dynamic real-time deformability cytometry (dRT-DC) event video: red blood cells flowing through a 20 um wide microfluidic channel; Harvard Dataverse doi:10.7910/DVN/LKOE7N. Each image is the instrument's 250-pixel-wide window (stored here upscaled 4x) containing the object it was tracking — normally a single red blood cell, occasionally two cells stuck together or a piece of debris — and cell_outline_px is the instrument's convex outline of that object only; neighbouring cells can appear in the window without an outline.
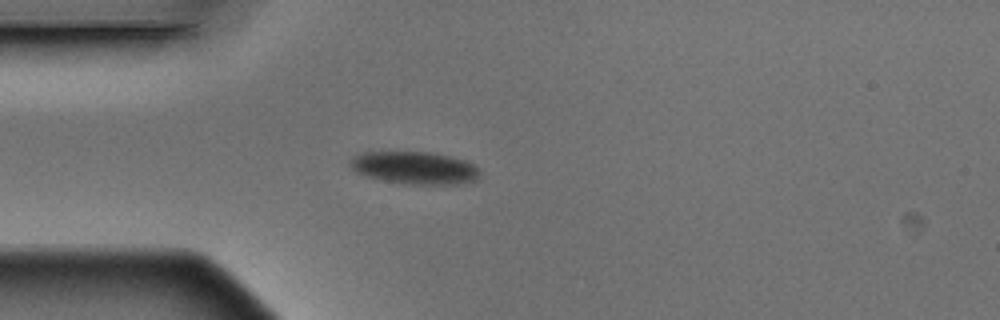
{"species": "Egyptian fruit bat (a non-hibernating species)", "species_latin": "Rousettus aegyptiacus", "temperature_condition": "warm", "stored_images_in_passage": 4, "camera_frame_rate_fps": 3000, "um_per_image_px": 0.085, "animal": {"sex": "male"}, "frame": {"image": 1, "passage_image": 3, "time_ms": 0.667, "image_size_px": [1000, 320], "cell_outline_px": [[480, 176], [476, 180], [456, 184], [408, 184], [384, 180], [368, 176], [356, 172], [348, 164], [352, 156], [360, 152], [432, 152], [468, 160], [480, 168]], "centroid_in_image_um": [35.28, 14.25], "position_along_channel_um": 49.7, "area_um2": 24.8}}